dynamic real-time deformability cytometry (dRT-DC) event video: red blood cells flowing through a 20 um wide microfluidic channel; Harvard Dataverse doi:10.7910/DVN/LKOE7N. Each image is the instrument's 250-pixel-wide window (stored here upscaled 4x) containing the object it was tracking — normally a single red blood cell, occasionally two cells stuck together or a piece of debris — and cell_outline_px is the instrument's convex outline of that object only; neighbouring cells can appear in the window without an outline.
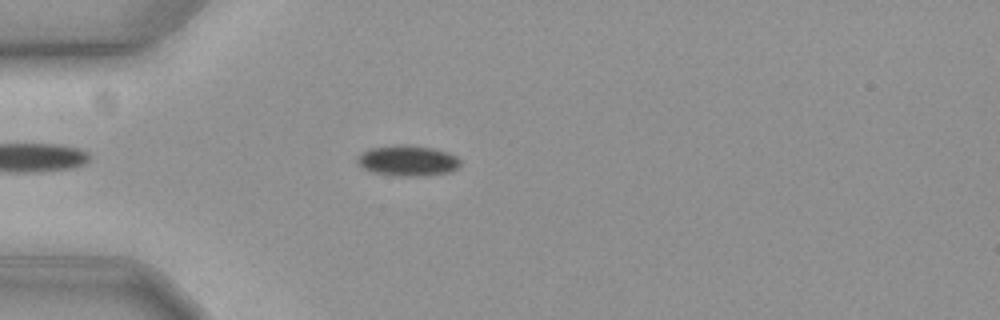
{"species": "common noctule bat (a hibernating species)", "species_latin": "Nyctalus noctula", "temperature_condition": "cold", "stored_images_in_passage": 44, "camera_frame_rate_fps": 3000, "um_per_image_px": 0.085, "animal": {"sex": "female", "body_mass_g": 19.3, "forearm_length_mm": 54.1}, "frame": {"image": 1, "passage_image": 2, "time_ms": 0.333, "image_size_px": [1000, 320], "cell_outline_px": [[460, 164], [456, 168], [448, 172], [420, 176], [392, 176], [372, 172], [360, 168], [356, 160], [364, 152], [372, 148], [400, 144], [408, 144], [432, 148], [448, 152], [456, 156], [460, 160]], "centroid_in_image_um": [34.63, 13.66], "position_along_channel_um": 50.4, "area_um2": 18.38}}
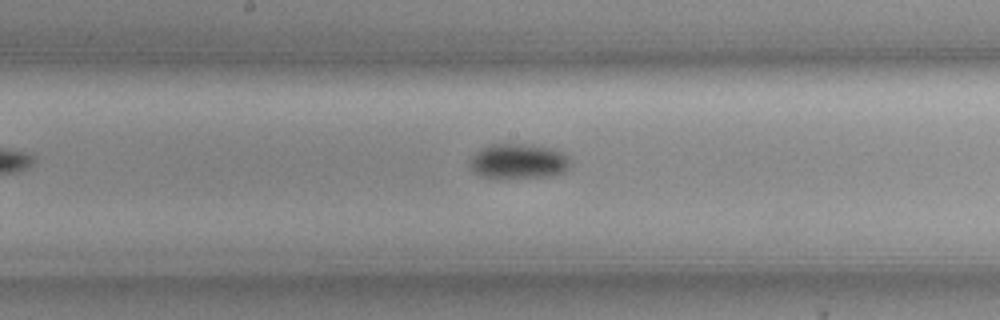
{"frame": {"image": 2, "passage_image": 16, "time_ms": 5.0, "image_size_px": [1000, 320], "cell_outline_px": [[572, 164], [564, 172], [548, 176], [484, 176], [472, 172], [468, 168], [468, 160], [480, 148], [492, 144], [532, 144], [552, 148], [568, 156]], "centroid_in_image_um": [44.05, 13.67], "position_along_channel_um": 204.2, "area_um2": 20.29}}
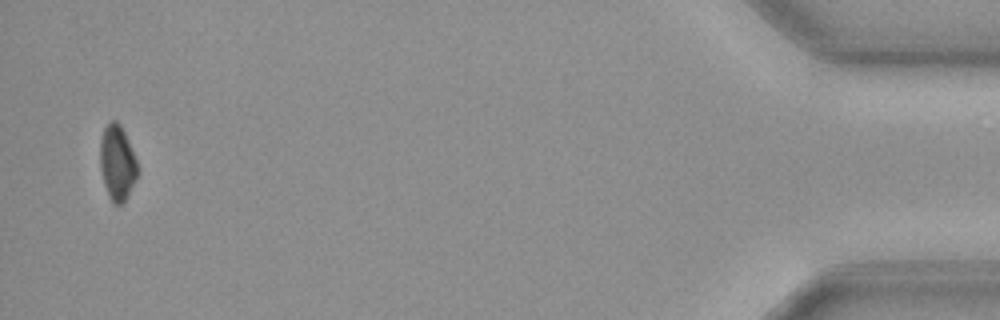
{"frame": {"image": 3, "passage_image": 42, "time_ms": 13.667, "image_size_px": [1000, 320], "cell_outline_px": [[140, 172], [136, 180], [124, 200], [120, 204], [112, 204], [108, 196], [104, 184], [100, 168], [100, 140], [104, 128], [112, 120], [116, 120], [120, 124], [124, 132], [140, 168]], "centroid_in_image_um": [9.97, 13.85], "position_along_channel_um": 425.2, "area_um2": 16.47}, "authors_computed_cell_mechanics": {"area_um2": 18.4671, "velocity_mm_per_s": 3.5891, "shape_relaxation_time_tau1_ms": 2.4704, "shape_relaxation_time_tau2_ms": null, "deformation_change_tau1": 0.0622, "deformation_change_tau2": null}}